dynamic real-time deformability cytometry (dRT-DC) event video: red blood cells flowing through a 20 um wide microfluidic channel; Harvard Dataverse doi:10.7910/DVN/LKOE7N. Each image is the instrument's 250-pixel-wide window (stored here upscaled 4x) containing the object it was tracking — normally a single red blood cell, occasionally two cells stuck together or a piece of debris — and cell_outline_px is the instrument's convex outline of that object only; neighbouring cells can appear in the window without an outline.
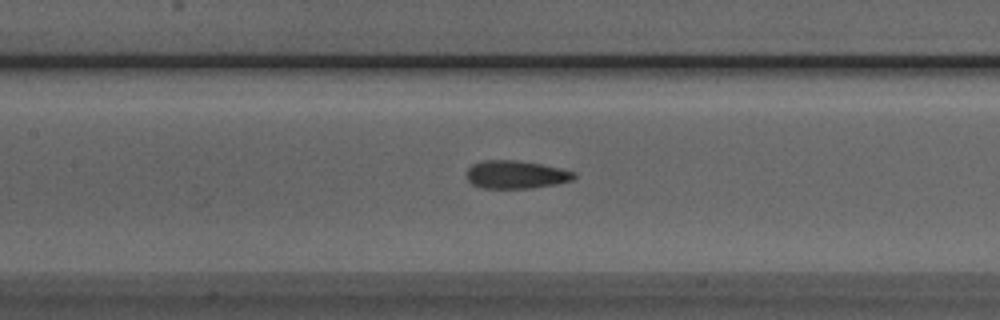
{"species": "Egyptian fruit bat (a non-hibernating species)", "species_latin": "Rousettus aegyptiacus", "temperature_condition": "room temperature", "stored_images_in_passage": 32, "camera_frame_rate_fps": 3000, "um_per_image_px": 0.085, "animal": {"sex": "male"}, "frame": {"image": 1, "passage_image": 13, "time_ms": 4.0, "image_size_px": [1000, 320], "cell_outline_px": [[576, 176], [572, 180], [556, 184], [532, 188], [480, 188], [472, 184], [468, 180], [468, 168], [472, 164], [484, 160], [516, 160], [540, 164], [560, 168], [576, 172]], "centroid_in_image_um": [43.86, 14.84], "position_along_channel_um": 163.5, "area_um2": 17.51}}
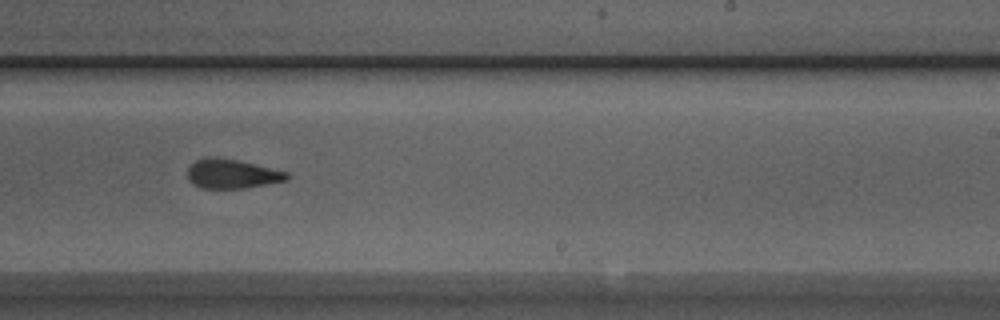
{"frame": {"image": 2, "passage_image": 21, "time_ms": 6.667, "image_size_px": [1000, 320], "cell_outline_px": [[292, 176], [288, 180], [244, 188], [200, 188], [192, 184], [188, 180], [188, 168], [196, 160], [208, 156], [212, 156], [236, 160], [288, 172]], "centroid_in_image_um": [19.71, 14.78], "position_along_channel_um": 269.3, "area_um2": 16.94}}
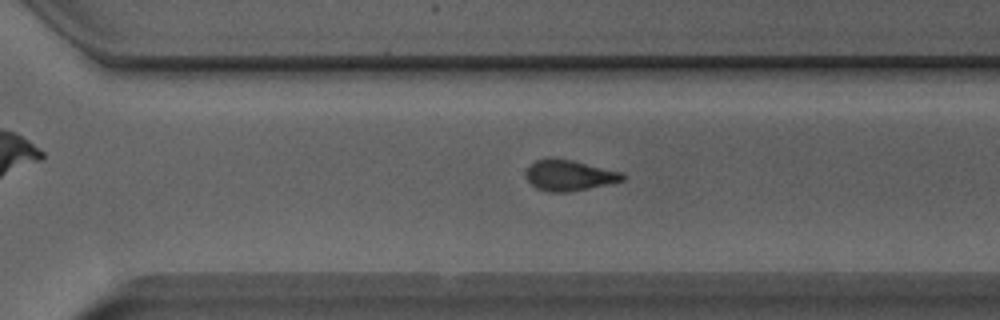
{"frame": {"image": 3, "passage_image": 25, "time_ms": 8.0, "image_size_px": [1000, 320], "cell_outline_px": [[628, 176], [624, 180], [588, 188], [564, 192], [548, 192], [536, 188], [524, 176], [528, 168], [536, 160], [548, 156], [572, 160], [624, 172]], "centroid_in_image_um": [48.39, 14.88], "position_along_channel_um": 322.2, "area_um2": 17.46}}